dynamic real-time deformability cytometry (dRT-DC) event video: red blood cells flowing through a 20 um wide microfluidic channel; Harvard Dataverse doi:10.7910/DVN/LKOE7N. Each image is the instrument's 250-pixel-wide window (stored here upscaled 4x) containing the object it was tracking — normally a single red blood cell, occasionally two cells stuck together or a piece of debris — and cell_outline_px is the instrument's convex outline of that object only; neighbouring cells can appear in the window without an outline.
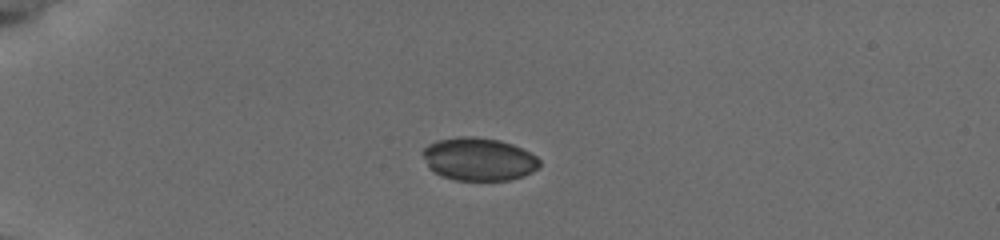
{"species": "common noctule bat (a hibernating species)", "species_latin": "Nyctalus noctula", "temperature_condition": "cold", "stored_images_in_passage": 41, "camera_frame_rate_fps": 3000, "um_per_image_px": 0.085, "animal": {"sex": "female", "body_mass_g": 19.5, "forearm_length_mm": 54.1}, "frame": {"image": 1, "passage_image": 1, "time_ms": 0.0, "image_size_px": [1000, 240], "cell_outline_px": [[540, 168], [524, 176], [508, 180], [456, 180], [440, 176], [432, 172], [428, 168], [420, 152], [428, 144], [436, 140], [460, 136], [472, 136], [500, 140], [512, 144], [536, 156], [540, 160]], "centroid_in_image_um": [40.65, 13.53], "position_along_channel_um": 44.4, "area_um2": 29.59}}
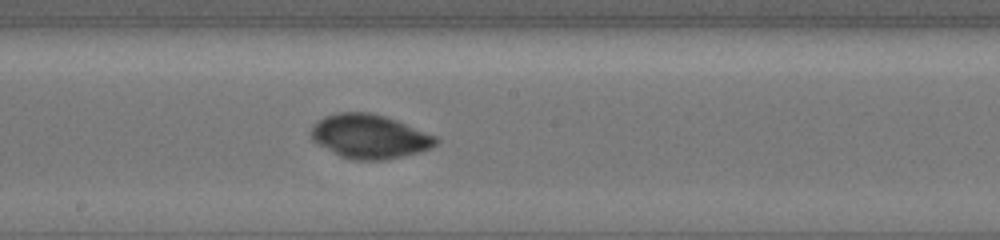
{"frame": {"image": 2, "passage_image": 18, "time_ms": 5.667, "image_size_px": [1000, 240], "cell_outline_px": [[440, 140], [432, 148], [420, 152], [384, 160], [352, 160], [340, 156], [316, 144], [312, 140], [308, 132], [324, 116], [340, 112], [368, 112], [384, 116], [396, 120], [436, 136]], "centroid_in_image_um": [31.4, 11.61], "position_along_channel_um": 216.8, "area_um2": 32.08}}
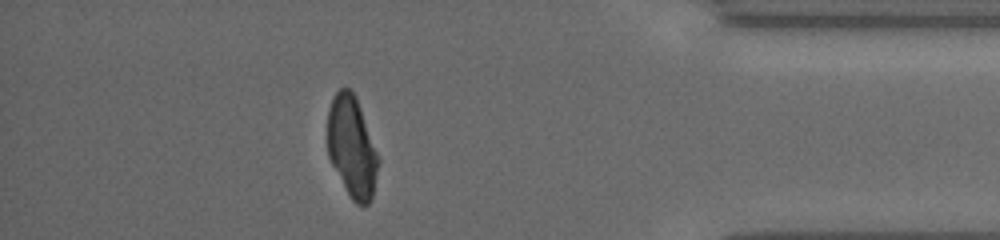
{"frame": {"image": 3, "passage_image": 35, "time_ms": 11.333, "image_size_px": [1000, 240], "cell_outline_px": [[380, 160], [372, 196], [368, 204], [356, 204], [352, 200], [332, 164], [328, 156], [328, 108], [332, 96], [340, 88], [348, 88], [356, 96], [380, 156]], "centroid_in_image_um": [29.93, 12.45], "position_along_channel_um": 405.3, "area_um2": 30.0}}